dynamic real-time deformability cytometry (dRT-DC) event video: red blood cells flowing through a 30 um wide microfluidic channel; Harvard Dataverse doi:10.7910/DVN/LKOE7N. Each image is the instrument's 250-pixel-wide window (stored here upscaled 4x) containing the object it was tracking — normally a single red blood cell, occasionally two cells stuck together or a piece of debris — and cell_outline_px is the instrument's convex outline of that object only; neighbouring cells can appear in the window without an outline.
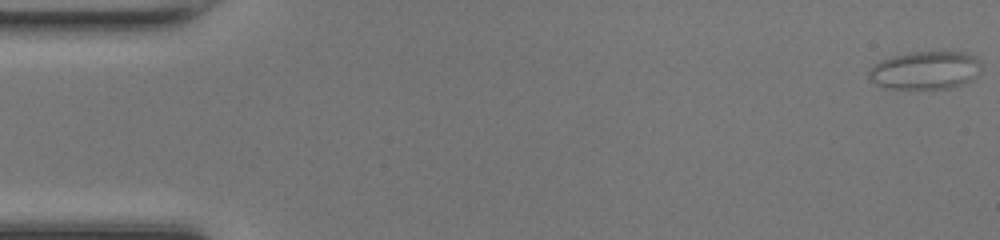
{"species": "common noctule bat (a hibernating species)", "species_latin": "Nyctalus noctula", "temperature_condition": "room temperature", "stored_images_in_passage": 50, "camera_frame_rate_fps": 3000, "um_per_image_px": 0.085, "animal": {"sex": "female", "body_mass_g": 17.0, "forearm_length_mm": 48.0}, "frame": {"image": 1, "passage_image": 1, "time_ms": 0.0, "image_size_px": [1000, 240], "cell_outline_px": [[980, 72], [972, 80], [948, 88], [884, 88], [876, 84], [868, 76], [868, 72], [880, 60], [892, 56], [908, 52], [944, 48], [968, 52], [976, 56], [980, 60]], "centroid_in_image_um": [78.71, 5.9], "position_along_channel_um": 6.3, "area_um2": 25.78}}
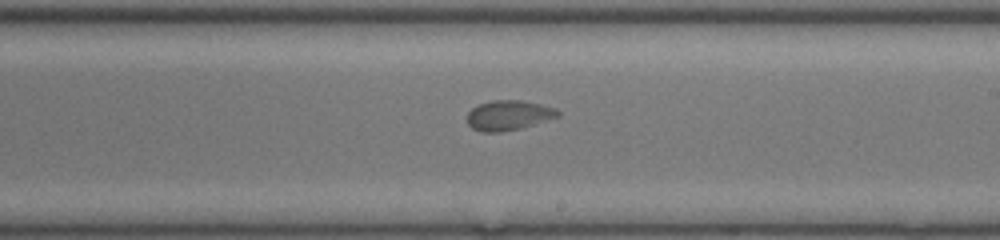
{"frame": {"image": 2, "passage_image": 29, "time_ms": 9.333, "image_size_px": [1000, 240], "cell_outline_px": [[560, 116], [520, 128], [500, 132], [480, 132], [472, 128], [468, 124], [468, 112], [472, 108], [480, 104], [492, 100], [520, 100], [540, 104], [556, 108], [560, 112]], "centroid_in_image_um": [43.23, 9.8], "position_along_channel_um": 245.8, "area_um2": 15.72}}
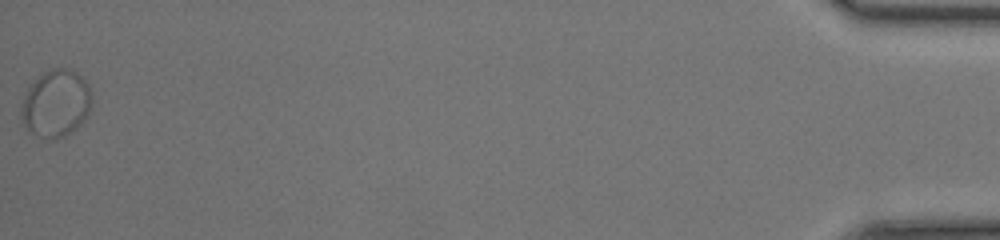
{"frame": {"image": 3, "passage_image": 50, "time_ms": 16.333, "image_size_px": [1000, 240], "cell_outline_px": [[92, 104], [88, 116], [72, 132], [56, 140], [40, 136], [32, 132], [24, 124], [20, 112], [20, 108], [24, 92], [28, 84], [44, 72], [56, 68], [72, 68], [88, 84], [92, 96]], "centroid_in_image_um": [4.76, 8.77], "position_along_channel_um": 430.4, "area_um2": 27.98}}